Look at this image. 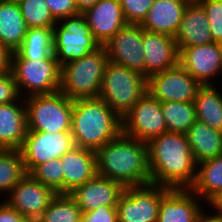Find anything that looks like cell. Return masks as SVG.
Masks as SVG:
<instances>
[{
	"label": "cell",
	"instance_id": "1",
	"mask_svg": "<svg viewBox=\"0 0 222 222\" xmlns=\"http://www.w3.org/2000/svg\"><path fill=\"white\" fill-rule=\"evenodd\" d=\"M151 183L172 189L190 188L195 162L186 134L164 132L147 142Z\"/></svg>",
	"mask_w": 222,
	"mask_h": 222
},
{
	"label": "cell",
	"instance_id": "2",
	"mask_svg": "<svg viewBox=\"0 0 222 222\" xmlns=\"http://www.w3.org/2000/svg\"><path fill=\"white\" fill-rule=\"evenodd\" d=\"M95 153L98 175L124 188L151 183L146 142L121 132Z\"/></svg>",
	"mask_w": 222,
	"mask_h": 222
},
{
	"label": "cell",
	"instance_id": "3",
	"mask_svg": "<svg viewBox=\"0 0 222 222\" xmlns=\"http://www.w3.org/2000/svg\"><path fill=\"white\" fill-rule=\"evenodd\" d=\"M71 134L75 146L96 152L122 132V119L100 97L74 100Z\"/></svg>",
	"mask_w": 222,
	"mask_h": 222
},
{
	"label": "cell",
	"instance_id": "4",
	"mask_svg": "<svg viewBox=\"0 0 222 222\" xmlns=\"http://www.w3.org/2000/svg\"><path fill=\"white\" fill-rule=\"evenodd\" d=\"M108 60L104 45L86 56L60 66L59 91L72 100L99 97Z\"/></svg>",
	"mask_w": 222,
	"mask_h": 222
},
{
	"label": "cell",
	"instance_id": "5",
	"mask_svg": "<svg viewBox=\"0 0 222 222\" xmlns=\"http://www.w3.org/2000/svg\"><path fill=\"white\" fill-rule=\"evenodd\" d=\"M147 92V79L139 72L108 62L99 97L122 119Z\"/></svg>",
	"mask_w": 222,
	"mask_h": 222
},
{
	"label": "cell",
	"instance_id": "6",
	"mask_svg": "<svg viewBox=\"0 0 222 222\" xmlns=\"http://www.w3.org/2000/svg\"><path fill=\"white\" fill-rule=\"evenodd\" d=\"M27 131L70 132L74 100L60 91L24 98Z\"/></svg>",
	"mask_w": 222,
	"mask_h": 222
},
{
	"label": "cell",
	"instance_id": "7",
	"mask_svg": "<svg viewBox=\"0 0 222 222\" xmlns=\"http://www.w3.org/2000/svg\"><path fill=\"white\" fill-rule=\"evenodd\" d=\"M10 71L21 98L59 91L60 65L54 53L41 60L11 58Z\"/></svg>",
	"mask_w": 222,
	"mask_h": 222
},
{
	"label": "cell",
	"instance_id": "8",
	"mask_svg": "<svg viewBox=\"0 0 222 222\" xmlns=\"http://www.w3.org/2000/svg\"><path fill=\"white\" fill-rule=\"evenodd\" d=\"M53 30V53L60 66L78 60L101 46L88 27L85 16L81 13L59 20Z\"/></svg>",
	"mask_w": 222,
	"mask_h": 222
},
{
	"label": "cell",
	"instance_id": "9",
	"mask_svg": "<svg viewBox=\"0 0 222 222\" xmlns=\"http://www.w3.org/2000/svg\"><path fill=\"white\" fill-rule=\"evenodd\" d=\"M168 189L153 183L126 187L116 206L118 222H157L161 196Z\"/></svg>",
	"mask_w": 222,
	"mask_h": 222
},
{
	"label": "cell",
	"instance_id": "10",
	"mask_svg": "<svg viewBox=\"0 0 222 222\" xmlns=\"http://www.w3.org/2000/svg\"><path fill=\"white\" fill-rule=\"evenodd\" d=\"M164 132L161 102L147 91L122 118V133L147 143Z\"/></svg>",
	"mask_w": 222,
	"mask_h": 222
},
{
	"label": "cell",
	"instance_id": "11",
	"mask_svg": "<svg viewBox=\"0 0 222 222\" xmlns=\"http://www.w3.org/2000/svg\"><path fill=\"white\" fill-rule=\"evenodd\" d=\"M73 147L75 143L71 132L27 131L19 151L29 173L37 165L61 158Z\"/></svg>",
	"mask_w": 222,
	"mask_h": 222
},
{
	"label": "cell",
	"instance_id": "12",
	"mask_svg": "<svg viewBox=\"0 0 222 222\" xmlns=\"http://www.w3.org/2000/svg\"><path fill=\"white\" fill-rule=\"evenodd\" d=\"M200 87L180 64L147 79V91L160 102H194Z\"/></svg>",
	"mask_w": 222,
	"mask_h": 222
},
{
	"label": "cell",
	"instance_id": "13",
	"mask_svg": "<svg viewBox=\"0 0 222 222\" xmlns=\"http://www.w3.org/2000/svg\"><path fill=\"white\" fill-rule=\"evenodd\" d=\"M143 32L140 24H127L104 46L111 63L137 71L145 77Z\"/></svg>",
	"mask_w": 222,
	"mask_h": 222
},
{
	"label": "cell",
	"instance_id": "14",
	"mask_svg": "<svg viewBox=\"0 0 222 222\" xmlns=\"http://www.w3.org/2000/svg\"><path fill=\"white\" fill-rule=\"evenodd\" d=\"M179 51V64L201 86L214 85V80L222 75L221 43L179 48Z\"/></svg>",
	"mask_w": 222,
	"mask_h": 222
},
{
	"label": "cell",
	"instance_id": "15",
	"mask_svg": "<svg viewBox=\"0 0 222 222\" xmlns=\"http://www.w3.org/2000/svg\"><path fill=\"white\" fill-rule=\"evenodd\" d=\"M56 193L26 173L7 194L4 201L22 214L29 222H35L48 208Z\"/></svg>",
	"mask_w": 222,
	"mask_h": 222
},
{
	"label": "cell",
	"instance_id": "16",
	"mask_svg": "<svg viewBox=\"0 0 222 222\" xmlns=\"http://www.w3.org/2000/svg\"><path fill=\"white\" fill-rule=\"evenodd\" d=\"M142 43L146 79L179 65L180 51L174 37L144 30Z\"/></svg>",
	"mask_w": 222,
	"mask_h": 222
},
{
	"label": "cell",
	"instance_id": "17",
	"mask_svg": "<svg viewBox=\"0 0 222 222\" xmlns=\"http://www.w3.org/2000/svg\"><path fill=\"white\" fill-rule=\"evenodd\" d=\"M124 189L120 183L96 174L70 195L76 200L82 213H86L101 206H117Z\"/></svg>",
	"mask_w": 222,
	"mask_h": 222
},
{
	"label": "cell",
	"instance_id": "18",
	"mask_svg": "<svg viewBox=\"0 0 222 222\" xmlns=\"http://www.w3.org/2000/svg\"><path fill=\"white\" fill-rule=\"evenodd\" d=\"M82 14L85 16L94 38L101 45H104L128 24L119 0H99Z\"/></svg>",
	"mask_w": 222,
	"mask_h": 222
},
{
	"label": "cell",
	"instance_id": "19",
	"mask_svg": "<svg viewBox=\"0 0 222 222\" xmlns=\"http://www.w3.org/2000/svg\"><path fill=\"white\" fill-rule=\"evenodd\" d=\"M200 200L190 188H169L161 196L157 222H194L203 209Z\"/></svg>",
	"mask_w": 222,
	"mask_h": 222
},
{
	"label": "cell",
	"instance_id": "20",
	"mask_svg": "<svg viewBox=\"0 0 222 222\" xmlns=\"http://www.w3.org/2000/svg\"><path fill=\"white\" fill-rule=\"evenodd\" d=\"M63 171V194H70L97 174L96 153L73 147L61 157Z\"/></svg>",
	"mask_w": 222,
	"mask_h": 222
},
{
	"label": "cell",
	"instance_id": "21",
	"mask_svg": "<svg viewBox=\"0 0 222 222\" xmlns=\"http://www.w3.org/2000/svg\"><path fill=\"white\" fill-rule=\"evenodd\" d=\"M208 21L207 14L200 3H188L174 36L178 48L214 42Z\"/></svg>",
	"mask_w": 222,
	"mask_h": 222
},
{
	"label": "cell",
	"instance_id": "22",
	"mask_svg": "<svg viewBox=\"0 0 222 222\" xmlns=\"http://www.w3.org/2000/svg\"><path fill=\"white\" fill-rule=\"evenodd\" d=\"M25 101L21 97L8 104H0V146L19 150L27 133Z\"/></svg>",
	"mask_w": 222,
	"mask_h": 222
},
{
	"label": "cell",
	"instance_id": "23",
	"mask_svg": "<svg viewBox=\"0 0 222 222\" xmlns=\"http://www.w3.org/2000/svg\"><path fill=\"white\" fill-rule=\"evenodd\" d=\"M187 5L185 0H155L140 25L144 30L174 37Z\"/></svg>",
	"mask_w": 222,
	"mask_h": 222
},
{
	"label": "cell",
	"instance_id": "24",
	"mask_svg": "<svg viewBox=\"0 0 222 222\" xmlns=\"http://www.w3.org/2000/svg\"><path fill=\"white\" fill-rule=\"evenodd\" d=\"M185 134L197 164L222 154V131L196 120Z\"/></svg>",
	"mask_w": 222,
	"mask_h": 222
},
{
	"label": "cell",
	"instance_id": "25",
	"mask_svg": "<svg viewBox=\"0 0 222 222\" xmlns=\"http://www.w3.org/2000/svg\"><path fill=\"white\" fill-rule=\"evenodd\" d=\"M27 31L16 0L0 1V43L12 53L22 44Z\"/></svg>",
	"mask_w": 222,
	"mask_h": 222
},
{
	"label": "cell",
	"instance_id": "26",
	"mask_svg": "<svg viewBox=\"0 0 222 222\" xmlns=\"http://www.w3.org/2000/svg\"><path fill=\"white\" fill-rule=\"evenodd\" d=\"M215 85L201 86L194 99L196 120L222 131V89Z\"/></svg>",
	"mask_w": 222,
	"mask_h": 222
},
{
	"label": "cell",
	"instance_id": "27",
	"mask_svg": "<svg viewBox=\"0 0 222 222\" xmlns=\"http://www.w3.org/2000/svg\"><path fill=\"white\" fill-rule=\"evenodd\" d=\"M54 49L53 27L27 28L20 47L11 54V58L46 59Z\"/></svg>",
	"mask_w": 222,
	"mask_h": 222
},
{
	"label": "cell",
	"instance_id": "28",
	"mask_svg": "<svg viewBox=\"0 0 222 222\" xmlns=\"http://www.w3.org/2000/svg\"><path fill=\"white\" fill-rule=\"evenodd\" d=\"M190 189L204 202L222 190V154L197 164L196 178Z\"/></svg>",
	"mask_w": 222,
	"mask_h": 222
},
{
	"label": "cell",
	"instance_id": "29",
	"mask_svg": "<svg viewBox=\"0 0 222 222\" xmlns=\"http://www.w3.org/2000/svg\"><path fill=\"white\" fill-rule=\"evenodd\" d=\"M26 173L19 150L0 151V194L7 195Z\"/></svg>",
	"mask_w": 222,
	"mask_h": 222
},
{
	"label": "cell",
	"instance_id": "30",
	"mask_svg": "<svg viewBox=\"0 0 222 222\" xmlns=\"http://www.w3.org/2000/svg\"><path fill=\"white\" fill-rule=\"evenodd\" d=\"M82 211L70 194H56L35 222H80Z\"/></svg>",
	"mask_w": 222,
	"mask_h": 222
},
{
	"label": "cell",
	"instance_id": "31",
	"mask_svg": "<svg viewBox=\"0 0 222 222\" xmlns=\"http://www.w3.org/2000/svg\"><path fill=\"white\" fill-rule=\"evenodd\" d=\"M167 131L185 134L196 121L194 102H161Z\"/></svg>",
	"mask_w": 222,
	"mask_h": 222
},
{
	"label": "cell",
	"instance_id": "32",
	"mask_svg": "<svg viewBox=\"0 0 222 222\" xmlns=\"http://www.w3.org/2000/svg\"><path fill=\"white\" fill-rule=\"evenodd\" d=\"M27 28L54 27L57 21L44 0H16Z\"/></svg>",
	"mask_w": 222,
	"mask_h": 222
},
{
	"label": "cell",
	"instance_id": "33",
	"mask_svg": "<svg viewBox=\"0 0 222 222\" xmlns=\"http://www.w3.org/2000/svg\"><path fill=\"white\" fill-rule=\"evenodd\" d=\"M29 174L56 194H63V171L61 158L35 166Z\"/></svg>",
	"mask_w": 222,
	"mask_h": 222
},
{
	"label": "cell",
	"instance_id": "34",
	"mask_svg": "<svg viewBox=\"0 0 222 222\" xmlns=\"http://www.w3.org/2000/svg\"><path fill=\"white\" fill-rule=\"evenodd\" d=\"M213 41L222 44V0H202Z\"/></svg>",
	"mask_w": 222,
	"mask_h": 222
},
{
	"label": "cell",
	"instance_id": "35",
	"mask_svg": "<svg viewBox=\"0 0 222 222\" xmlns=\"http://www.w3.org/2000/svg\"><path fill=\"white\" fill-rule=\"evenodd\" d=\"M128 24H141L155 0H119Z\"/></svg>",
	"mask_w": 222,
	"mask_h": 222
},
{
	"label": "cell",
	"instance_id": "36",
	"mask_svg": "<svg viewBox=\"0 0 222 222\" xmlns=\"http://www.w3.org/2000/svg\"><path fill=\"white\" fill-rule=\"evenodd\" d=\"M54 19L59 20L78 15L76 0H44Z\"/></svg>",
	"mask_w": 222,
	"mask_h": 222
},
{
	"label": "cell",
	"instance_id": "37",
	"mask_svg": "<svg viewBox=\"0 0 222 222\" xmlns=\"http://www.w3.org/2000/svg\"><path fill=\"white\" fill-rule=\"evenodd\" d=\"M20 98L11 71L0 74V104L15 102Z\"/></svg>",
	"mask_w": 222,
	"mask_h": 222
},
{
	"label": "cell",
	"instance_id": "38",
	"mask_svg": "<svg viewBox=\"0 0 222 222\" xmlns=\"http://www.w3.org/2000/svg\"><path fill=\"white\" fill-rule=\"evenodd\" d=\"M80 222H118L116 206H101L82 213Z\"/></svg>",
	"mask_w": 222,
	"mask_h": 222
},
{
	"label": "cell",
	"instance_id": "39",
	"mask_svg": "<svg viewBox=\"0 0 222 222\" xmlns=\"http://www.w3.org/2000/svg\"><path fill=\"white\" fill-rule=\"evenodd\" d=\"M0 222H29L22 214L5 201L0 202Z\"/></svg>",
	"mask_w": 222,
	"mask_h": 222
},
{
	"label": "cell",
	"instance_id": "40",
	"mask_svg": "<svg viewBox=\"0 0 222 222\" xmlns=\"http://www.w3.org/2000/svg\"><path fill=\"white\" fill-rule=\"evenodd\" d=\"M11 54L12 52L0 43V74L10 70Z\"/></svg>",
	"mask_w": 222,
	"mask_h": 222
},
{
	"label": "cell",
	"instance_id": "41",
	"mask_svg": "<svg viewBox=\"0 0 222 222\" xmlns=\"http://www.w3.org/2000/svg\"><path fill=\"white\" fill-rule=\"evenodd\" d=\"M205 203L212 207L214 214L222 215V190L217 191Z\"/></svg>",
	"mask_w": 222,
	"mask_h": 222
},
{
	"label": "cell",
	"instance_id": "42",
	"mask_svg": "<svg viewBox=\"0 0 222 222\" xmlns=\"http://www.w3.org/2000/svg\"><path fill=\"white\" fill-rule=\"evenodd\" d=\"M204 210L205 209H202L200 211V213L196 216L194 222H222V215L214 213L208 214V212H204Z\"/></svg>",
	"mask_w": 222,
	"mask_h": 222
},
{
	"label": "cell",
	"instance_id": "43",
	"mask_svg": "<svg viewBox=\"0 0 222 222\" xmlns=\"http://www.w3.org/2000/svg\"><path fill=\"white\" fill-rule=\"evenodd\" d=\"M98 1L99 0H76L78 13H84L87 9L93 7Z\"/></svg>",
	"mask_w": 222,
	"mask_h": 222
},
{
	"label": "cell",
	"instance_id": "44",
	"mask_svg": "<svg viewBox=\"0 0 222 222\" xmlns=\"http://www.w3.org/2000/svg\"><path fill=\"white\" fill-rule=\"evenodd\" d=\"M188 3H200L202 0H185Z\"/></svg>",
	"mask_w": 222,
	"mask_h": 222
}]
</instances>
